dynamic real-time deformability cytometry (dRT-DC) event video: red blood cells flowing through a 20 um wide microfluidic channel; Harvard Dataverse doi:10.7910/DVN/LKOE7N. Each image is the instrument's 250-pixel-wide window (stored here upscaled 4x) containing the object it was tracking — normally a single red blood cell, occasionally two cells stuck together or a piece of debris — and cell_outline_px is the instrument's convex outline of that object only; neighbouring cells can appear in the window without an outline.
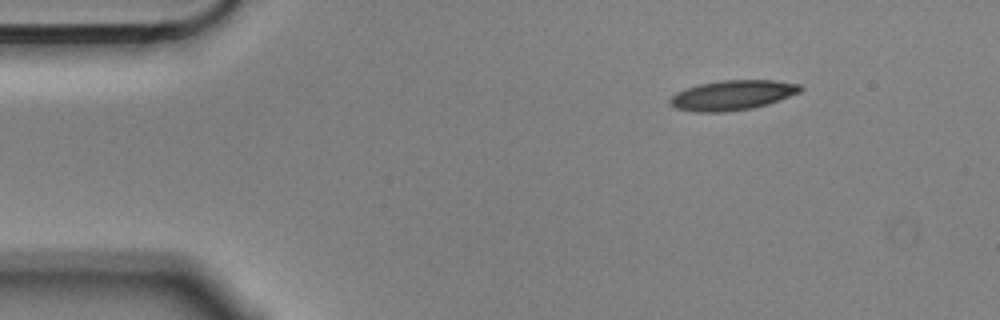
{"species": "Egyptian fruit bat (a non-hibernating species)", "species_latin": "Rousettus aegyptiacus", "temperature_condition": "cold", "stored_images_in_passage": 5, "camera_frame_rate_fps": 3000, "um_per_image_px": 0.085, "animal": {"sex": "male"}, "frame": {"image": 1, "passage_image": 1, "time_ms": 0.0, "image_size_px": [1000, 320], "cell_outline_px": [[804, 88], [800, 92], [768, 104], [752, 108], [724, 112], [696, 112], [676, 108], [668, 104], [668, 100], [676, 92], [684, 88], [700, 84], [720, 80], [776, 80], [800, 84]], "centroid_in_image_um": [62.24, 8.08], "position_along_channel_um": 22.8, "area_um2": 22.83}}
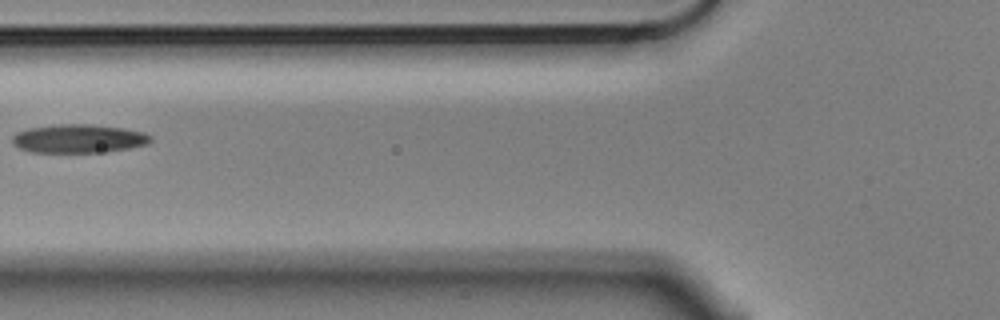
{"frame": {"image": 2, "passage_image": 4, "time_ms": 1.0, "image_size_px": [1000, 320], "cell_outline_px": [[152, 140], [148, 144], [128, 148], [104, 152], [32, 152], [20, 148], [12, 144], [12, 136], [16, 132], [28, 128], [60, 124], [92, 124], [124, 128], [144, 132], [152, 136]], "centroid_in_image_um": [6.69, 11.77], "position_along_channel_um": 119.1, "area_um2": 23.12}}
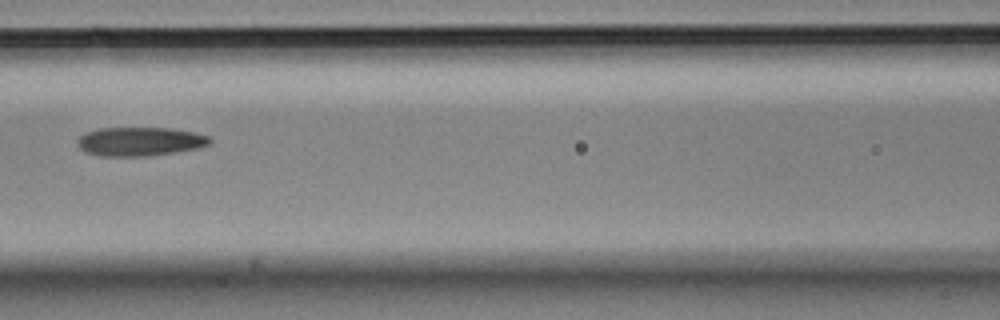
{"frame": {"image": 3, "passage_image": 5, "time_ms": 1.333, "image_size_px": [1000, 320], "cell_outline_px": [[212, 140], [208, 144], [200, 148], [176, 152], [148, 156], [100, 156], [84, 152], [76, 144], [76, 140], [80, 136], [88, 132], [100, 128], [172, 128], [192, 132], [208, 136]], "centroid_in_image_um": [11.87, 12.03], "position_along_channel_um": 154.7, "area_um2": 22.31}}